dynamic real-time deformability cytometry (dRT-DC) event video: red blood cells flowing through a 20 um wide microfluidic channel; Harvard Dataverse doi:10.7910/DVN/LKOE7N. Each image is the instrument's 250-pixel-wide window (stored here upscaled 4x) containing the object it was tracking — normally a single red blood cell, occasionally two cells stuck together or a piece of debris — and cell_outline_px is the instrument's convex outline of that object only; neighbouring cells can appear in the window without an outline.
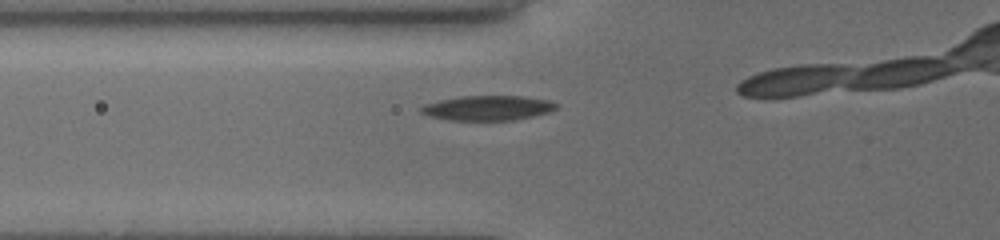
{"species": "common noctule bat (a hibernating species)", "species_latin": "Nyctalus noctula", "temperature_condition": "cold", "stored_images_in_passage": 3, "camera_frame_rate_fps": 3000, "um_per_image_px": 0.085, "animal": {"sex": "female", "body_mass_g": 19.5, "forearm_length_mm": 54.1}, "frame": {"image": 1, "passage_image": 2, "time_ms": 1.0, "image_size_px": [1000, 240], "cell_outline_px": [[556, 108], [548, 112], [532, 116], [512, 120], [452, 120], [428, 116], [420, 112], [420, 108], [424, 104], [440, 100], [460, 96], [524, 96], [548, 100], [556, 104]], "centroid_in_image_um": [41.42, 9.17], "position_along_channel_um": 84.4, "area_um2": 19.36}}